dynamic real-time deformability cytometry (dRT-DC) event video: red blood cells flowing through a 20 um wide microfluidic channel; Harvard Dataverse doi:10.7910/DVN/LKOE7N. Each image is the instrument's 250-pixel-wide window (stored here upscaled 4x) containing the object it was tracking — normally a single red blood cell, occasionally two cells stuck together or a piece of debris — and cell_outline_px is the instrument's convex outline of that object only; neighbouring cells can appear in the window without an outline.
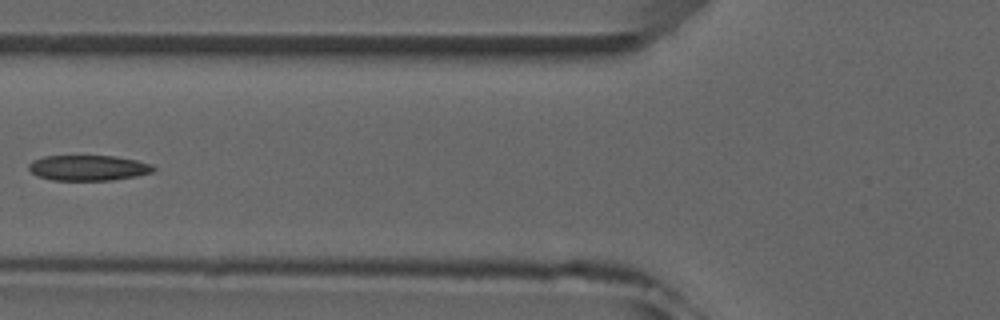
{"species": "common noctule bat (a hibernating species)", "species_latin": "Nyctalus noctula", "temperature_condition": "room temperature", "stored_images_in_passage": 5, "camera_frame_rate_fps": 3000, "um_per_image_px": 0.085, "animal": {"sex": "male", "forearm_length_mm": 52.5}, "frame": {"image": 1, "passage_image": 5, "time_ms": 5.333, "image_size_px": [1000, 320], "cell_outline_px": [[156, 168], [152, 172], [136, 176], [112, 180], [52, 180], [36, 176], [28, 168], [28, 164], [32, 160], [44, 156], [116, 156], [136, 160], [152, 164]], "centroid_in_image_um": [7.49, 14.27], "position_along_channel_um": 118.3, "area_um2": 18.55}}